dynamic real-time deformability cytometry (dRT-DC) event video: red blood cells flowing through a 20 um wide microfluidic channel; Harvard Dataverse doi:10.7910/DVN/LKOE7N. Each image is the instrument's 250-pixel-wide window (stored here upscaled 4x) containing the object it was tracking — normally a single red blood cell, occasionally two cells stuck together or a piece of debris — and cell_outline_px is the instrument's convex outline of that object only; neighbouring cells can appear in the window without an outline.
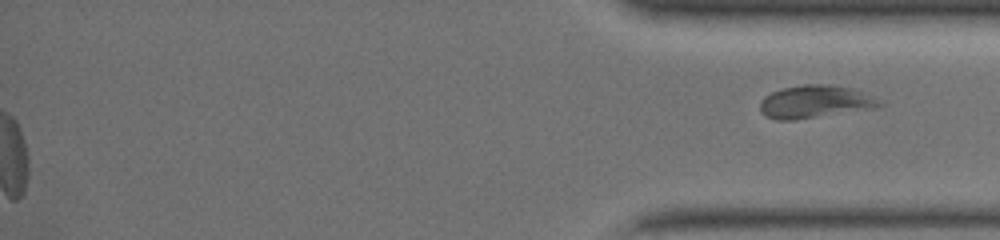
{"species": "common noctule bat (a hibernating species)", "species_latin": "Nyctalus noctula", "temperature_condition": "warm", "stored_images_in_passage": 25, "segment_of_instrument_passage": [2, 2], "camera_frame_rate_fps": 3000, "um_per_image_px": 0.085, "animal": {"sex": "female", "body_mass_g": 19.0, "forearm_length_mm": 51.5}, "frame": {"image": 1, "passage_image": 25, "time_ms": 8.0, "image_size_px": [1000, 240], "cell_outline_px": [[884, 104], [872, 108], [792, 120], [776, 120], [764, 116], [760, 112], [760, 100], [764, 96], [780, 88], [800, 84], [828, 84], [856, 88], [872, 96]], "centroid_in_image_um": [69.22, 8.62], "position_along_channel_um": 366.0, "area_um2": 22.89}}